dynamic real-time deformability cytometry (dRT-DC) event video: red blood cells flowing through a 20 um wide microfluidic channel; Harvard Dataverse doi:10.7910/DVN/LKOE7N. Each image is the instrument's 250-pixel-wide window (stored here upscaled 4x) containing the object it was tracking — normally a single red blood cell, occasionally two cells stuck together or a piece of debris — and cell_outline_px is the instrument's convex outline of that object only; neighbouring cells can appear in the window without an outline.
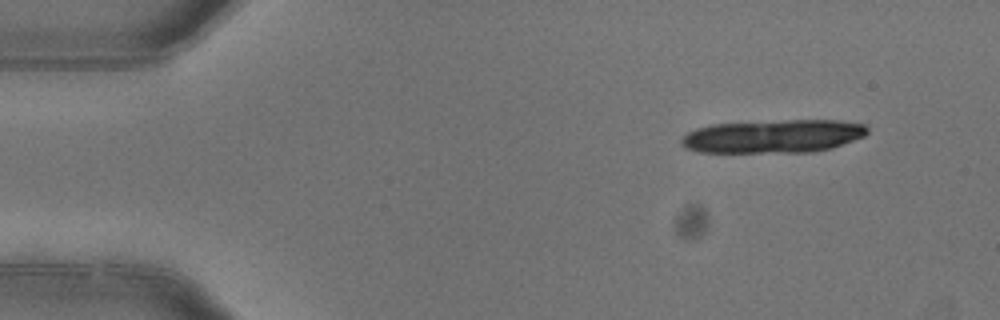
{"species": "common noctule bat (a hibernating species)", "species_latin": "Nyctalus noctula", "temperature_condition": "warm", "stored_images_in_passage": 4, "camera_frame_rate_fps": 3000, "um_per_image_px": 0.085, "animal": {"sex": "female"}, "frame": {"image": 1, "passage_image": 1, "time_ms": 0.0, "image_size_px": [1000, 320], "cell_outline_px": [[868, 132], [864, 136], [832, 148], [812, 152], [700, 152], [684, 148], [680, 144], [680, 140], [688, 132], [696, 128], [712, 124], [788, 120], [836, 120], [864, 124], [868, 128]], "centroid_in_image_um": [65.71, 11.58], "position_along_channel_um": 19.3, "area_um2": 36.07}}
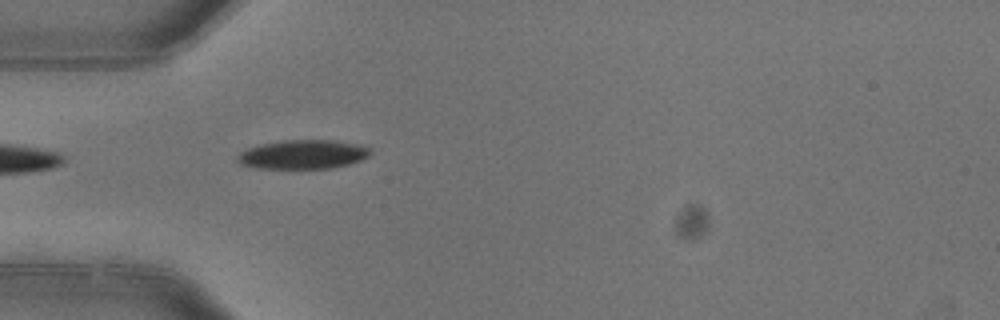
{"frame": {"image": 2, "passage_image": 4, "time_ms": 1.0, "image_size_px": [1000, 320], "cell_outline_px": [[372, 152], [368, 156], [360, 160], [348, 164], [332, 168], [256, 168], [240, 164], [236, 160], [236, 156], [240, 152], [248, 148], [260, 144], [284, 140], [336, 140], [356, 144], [368, 148]], "centroid_in_image_um": [25.71, 13.12], "position_along_channel_um": 59.3, "area_um2": 22.43}}